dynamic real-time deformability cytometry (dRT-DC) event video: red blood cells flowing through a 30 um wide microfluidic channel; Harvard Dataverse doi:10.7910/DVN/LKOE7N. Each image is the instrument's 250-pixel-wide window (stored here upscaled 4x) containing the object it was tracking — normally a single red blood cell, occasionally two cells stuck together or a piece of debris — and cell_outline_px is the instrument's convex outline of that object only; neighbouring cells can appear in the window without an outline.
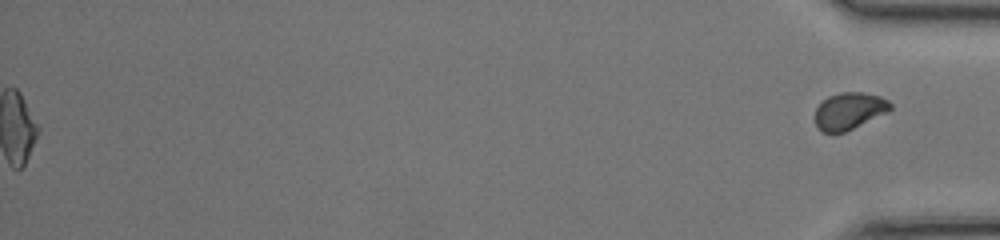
{"species": "common noctule bat (a hibernating species)", "species_latin": "Nyctalus noctula", "temperature_condition": "room temperature", "stored_images_in_passage": 50, "segment_of_instrument_passage": [2, 2], "camera_frame_rate_fps": 3000, "um_per_image_px": 0.085, "animal": {"sex": "female", "body_mass_g": 17.0, "forearm_length_mm": 48.0}, "frame": {"image": 1, "passage_image": 50, "time_ms": 16.333, "image_size_px": [1000, 240], "cell_outline_px": [[892, 108], [888, 112], [844, 132], [824, 132], [816, 124], [816, 108], [828, 96], [840, 92], [864, 92], [880, 96], [888, 100], [892, 104]], "centroid_in_image_um": [72.22, 9.4], "position_along_channel_um": 363.0, "area_um2": 16.01}}